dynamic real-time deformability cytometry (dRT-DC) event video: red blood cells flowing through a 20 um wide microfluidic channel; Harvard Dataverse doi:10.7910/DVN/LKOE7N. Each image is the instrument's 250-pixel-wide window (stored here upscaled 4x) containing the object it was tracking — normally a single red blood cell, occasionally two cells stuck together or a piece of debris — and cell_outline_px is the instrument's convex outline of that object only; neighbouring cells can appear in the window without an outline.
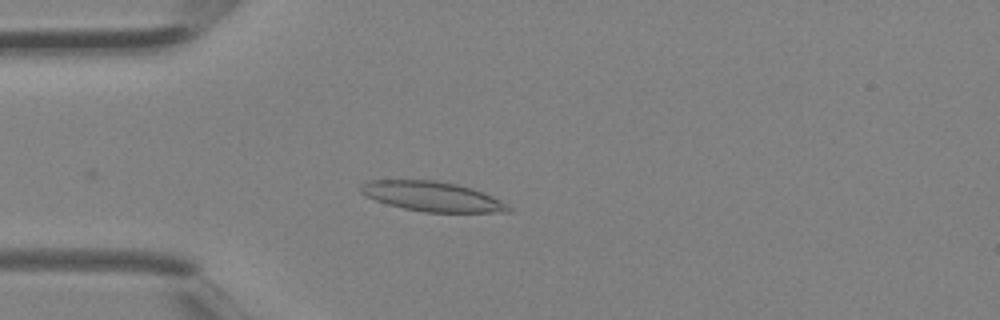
{"species": "Egyptian fruit bat (a non-hibernating species)", "species_latin": "Rousettus aegyptiacus", "temperature_condition": "room temperature", "stored_images_in_passage": 2, "camera_frame_rate_fps": 3000, "um_per_image_px": 0.085, "animal": {"sex": "female"}, "frame": {"image": 1, "passage_image": 2, "time_ms": 0.333, "image_size_px": [1000, 320], "cell_outline_px": [[512, 212], [424, 212], [404, 208], [388, 204], [376, 200], [360, 192], [360, 184], [364, 180], [436, 180], [456, 184], [472, 188], [484, 192], [508, 204], [512, 208]], "centroid_in_image_um": [36.75, 16.69], "position_along_channel_um": 48.2, "area_um2": 25.66}}